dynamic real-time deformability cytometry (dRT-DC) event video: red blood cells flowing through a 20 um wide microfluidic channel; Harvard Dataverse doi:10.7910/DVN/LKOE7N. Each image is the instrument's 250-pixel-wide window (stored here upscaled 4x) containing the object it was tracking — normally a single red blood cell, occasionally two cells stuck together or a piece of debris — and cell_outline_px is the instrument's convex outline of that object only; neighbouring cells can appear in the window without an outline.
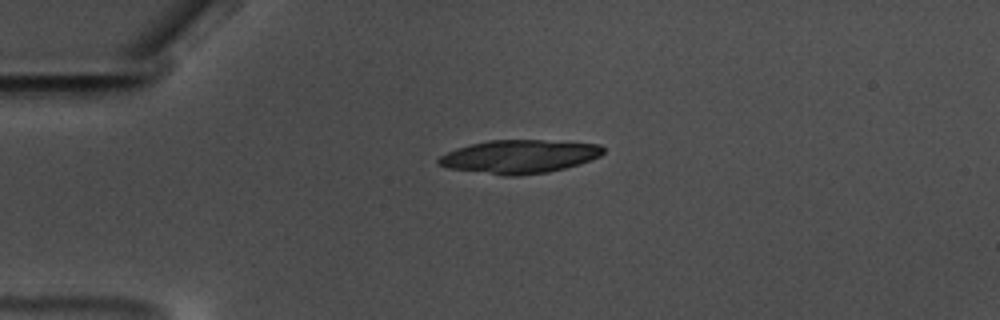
{"species": "common noctule bat (a hibernating species)", "species_latin": "Nyctalus noctula", "temperature_condition": "warm", "stored_images_in_passage": 47, "camera_frame_rate_fps": 3000, "um_per_image_px": 0.085, "animal": {"sex": "male", "body_mass_g": 17.5, "forearm_length_mm": 52.3}, "frame": {"image": 1, "passage_image": 3, "time_ms": 0.667, "image_size_px": [1000, 320], "cell_outline_px": [[604, 152], [600, 156], [592, 160], [580, 164], [548, 172], [516, 176], [504, 176], [448, 168], [440, 164], [436, 160], [440, 156], [456, 148], [488, 140], [544, 140], [600, 144], [604, 148]], "centroid_in_image_um": [44.16, 13.31], "position_along_channel_um": 40.8, "area_um2": 32.08}}